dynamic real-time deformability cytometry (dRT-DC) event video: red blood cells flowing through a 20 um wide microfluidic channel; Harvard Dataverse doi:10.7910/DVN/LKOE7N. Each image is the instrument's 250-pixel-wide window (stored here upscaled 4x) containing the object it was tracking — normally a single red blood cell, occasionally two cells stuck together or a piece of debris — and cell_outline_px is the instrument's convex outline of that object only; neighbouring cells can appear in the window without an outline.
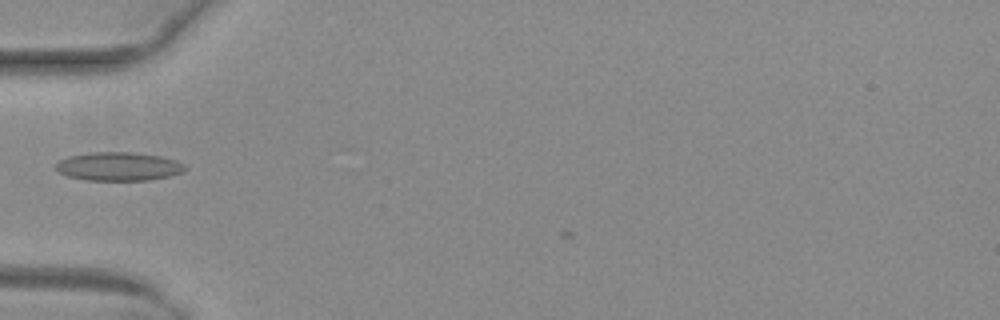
{"species": "common noctule bat (a hibernating species)", "species_latin": "Nyctalus noctula", "temperature_condition": "warm", "stored_images_in_passage": 31, "camera_frame_rate_fps": 3000, "um_per_image_px": 0.085, "animal": {"sex": "female", "body_mass_g": 29.2, "forearm_length_mm": 56.3}, "frame": {"image": 1, "passage_image": 2, "time_ms": 0.333, "image_size_px": [1000, 320], "cell_outline_px": [[188, 168], [184, 172], [168, 176], [148, 180], [84, 180], [68, 176], [60, 172], [56, 168], [56, 164], [60, 160], [68, 156], [92, 152], [136, 152], [160, 156], [176, 160], [184, 164]], "centroid_in_image_um": [10.11, 14.14], "position_along_channel_um": 74.9, "area_um2": 21.56}}
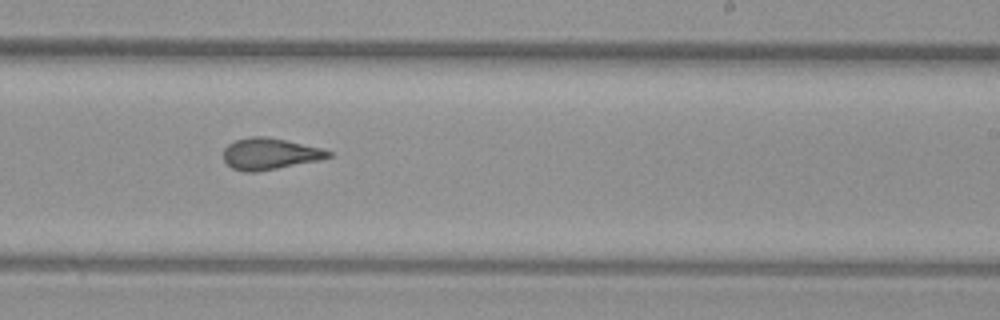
{"frame": {"image": 2, "passage_image": 16, "time_ms": 5.0, "image_size_px": [1000, 320], "cell_outline_px": [[332, 156], [320, 160], [256, 172], [244, 172], [232, 168], [224, 160], [224, 148], [228, 144], [236, 140], [248, 136], [264, 136], [324, 148], [332, 152]], "centroid_in_image_um": [22.94, 13.07], "position_along_channel_um": 266.1, "area_um2": 19.25}}
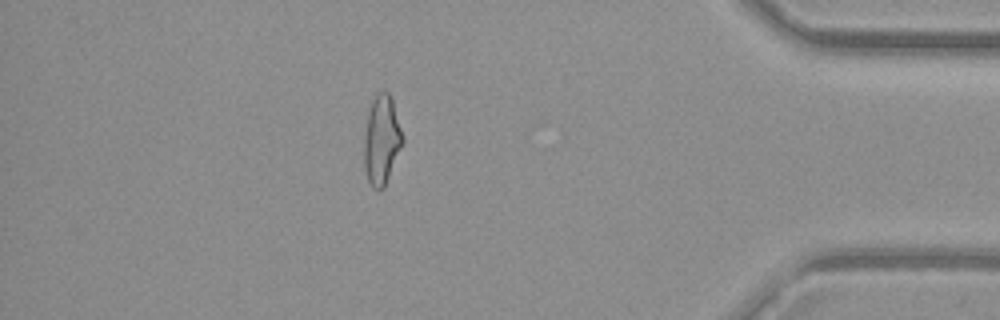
{"frame": {"image": 3, "passage_image": 29, "time_ms": 9.333, "image_size_px": [1000, 320], "cell_outline_px": [[404, 144], [384, 188], [372, 188], [368, 180], [364, 168], [364, 136], [368, 112], [372, 100], [380, 92], [388, 92], [392, 96], [404, 140]], "centroid_in_image_um": [32.45, 11.91], "position_along_channel_um": 402.7, "area_um2": 20.17}}